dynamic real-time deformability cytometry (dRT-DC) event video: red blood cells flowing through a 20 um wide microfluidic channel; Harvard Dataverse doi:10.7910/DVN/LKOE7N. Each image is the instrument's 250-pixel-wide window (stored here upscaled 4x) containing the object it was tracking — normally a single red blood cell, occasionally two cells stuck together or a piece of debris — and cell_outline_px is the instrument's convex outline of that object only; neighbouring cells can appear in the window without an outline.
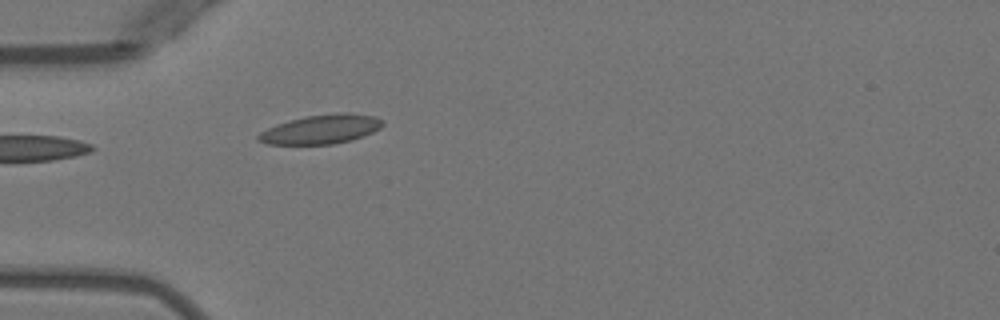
{"species": "Egyptian fruit bat (a non-hibernating species)", "species_latin": "Rousettus aegyptiacus", "temperature_condition": "warm", "stored_images_in_passage": 4, "camera_frame_rate_fps": 3000, "um_per_image_px": 0.085, "animal": {"sex": "female"}, "frame": {"image": 1, "passage_image": 4, "time_ms": 4.333, "image_size_px": [1000, 320], "cell_outline_px": [[384, 124], [380, 128], [364, 136], [352, 140], [332, 144], [268, 144], [256, 140], [256, 136], [260, 132], [276, 124], [304, 116], [340, 112], [348, 112], [376, 116], [384, 120]], "centroid_in_image_um": [27.31, 10.98], "position_along_channel_um": 57.7, "area_um2": 21.33}}